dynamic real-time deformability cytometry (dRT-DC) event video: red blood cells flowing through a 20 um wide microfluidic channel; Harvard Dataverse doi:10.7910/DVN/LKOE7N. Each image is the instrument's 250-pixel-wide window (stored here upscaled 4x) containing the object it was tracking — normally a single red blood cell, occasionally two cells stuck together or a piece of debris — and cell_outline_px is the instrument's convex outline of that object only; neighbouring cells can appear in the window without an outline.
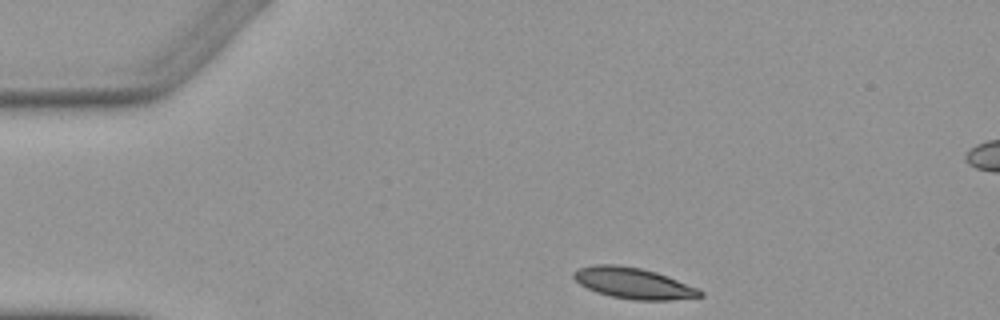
{"species": "Egyptian fruit bat (a non-hibernating species)", "species_latin": "Rousettus aegyptiacus", "temperature_condition": "warm", "stored_images_in_passage": 3, "camera_frame_rate_fps": 3000, "um_per_image_px": 0.085, "animal": {"sex": "female"}, "frame": {"image": 1, "passage_image": 1, "time_ms": 0.0, "image_size_px": [1000, 320], "cell_outline_px": [[704, 296], [668, 300], [632, 300], [612, 296], [596, 292], [580, 284], [572, 276], [572, 272], [580, 268], [596, 264], [616, 264], [640, 268], [656, 272], [668, 276], [700, 288], [704, 292]], "centroid_in_image_um": [53.88, 24.07], "position_along_channel_um": 31.1, "area_um2": 22.89}}